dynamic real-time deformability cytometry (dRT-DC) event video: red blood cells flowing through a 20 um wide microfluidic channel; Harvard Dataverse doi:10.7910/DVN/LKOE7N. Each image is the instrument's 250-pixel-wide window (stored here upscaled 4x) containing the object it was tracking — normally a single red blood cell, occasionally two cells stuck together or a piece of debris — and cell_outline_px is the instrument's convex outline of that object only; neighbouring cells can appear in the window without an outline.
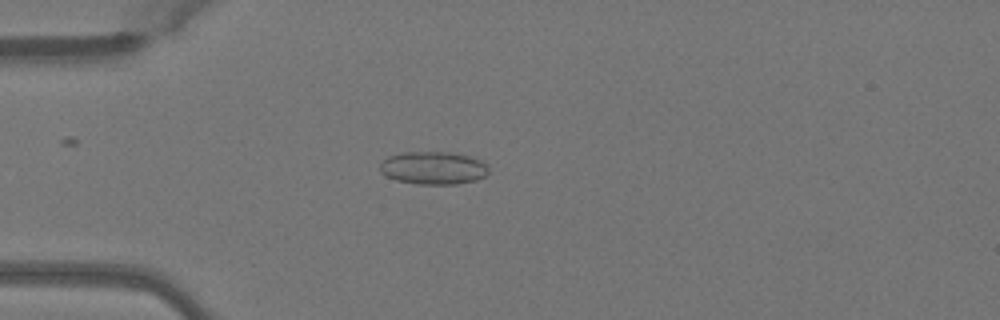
{"species": "Egyptian fruit bat (a non-hibernating species)", "species_latin": "Rousettus aegyptiacus", "temperature_condition": "warm", "stored_images_in_passage": 50, "camera_frame_rate_fps": 3000, "um_per_image_px": 0.085, "animal": {"sex": "female"}, "frame": {"image": 1, "passage_image": 14, "time_ms": 4.333, "image_size_px": [1000, 320], "cell_outline_px": [[488, 172], [484, 176], [476, 180], [456, 184], [416, 184], [396, 180], [380, 172], [380, 164], [388, 156], [400, 152], [448, 152], [468, 156], [480, 160], [488, 164]], "centroid_in_image_um": [36.82, 14.27], "position_along_channel_um": 48.2, "area_um2": 20.81}}
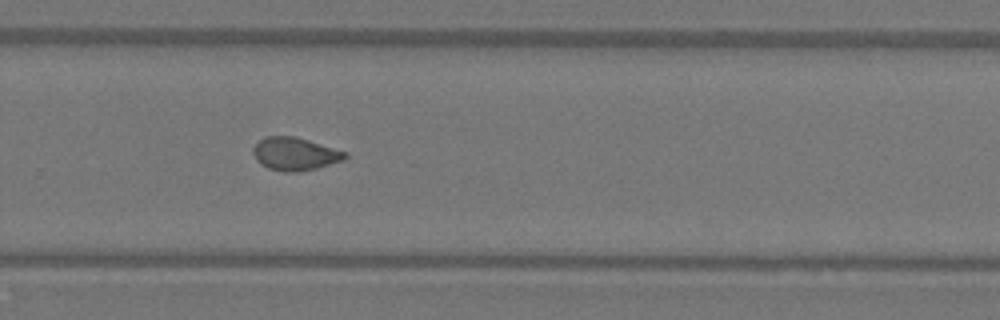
{"frame": {"image": 2, "passage_image": 34, "time_ms": 11.0, "image_size_px": [1000, 320], "cell_outline_px": [[348, 156], [344, 160], [316, 168], [296, 172], [284, 172], [268, 168], [260, 164], [256, 160], [252, 152], [252, 148], [264, 136], [292, 136], [308, 140], [348, 152]], "centroid_in_image_um": [25.06, 13.08], "position_along_channel_um": 304.7, "area_um2": 17.69}}
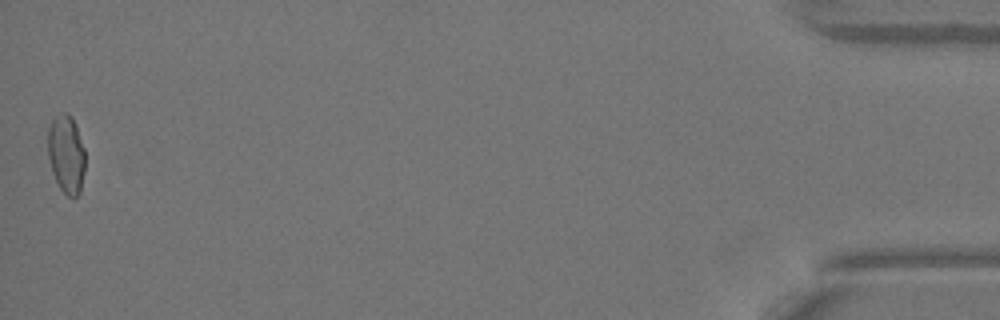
{"frame": {"image": 3, "passage_image": 50, "time_ms": 16.333, "image_size_px": [1000, 320], "cell_outline_px": [[84, 172], [80, 192], [76, 196], [68, 196], [60, 188], [52, 172], [48, 156], [48, 128], [52, 120], [56, 116], [64, 112], [68, 112], [72, 116], [76, 124], [84, 148]], "centroid_in_image_um": [5.63, 13.07], "position_along_channel_um": 429.6, "area_um2": 16.99}, "authors_computed_cell_mechanics": {"area_um2": 17.6868, "velocity_mm_per_s": 4.0675, "shape_relaxation_time_tau1_ms": 8.416, "shape_relaxation_time_tau2_ms": 1.4823, "deformation_change_tau1": 0.157, "deformation_change_tau2": 0.0581}}